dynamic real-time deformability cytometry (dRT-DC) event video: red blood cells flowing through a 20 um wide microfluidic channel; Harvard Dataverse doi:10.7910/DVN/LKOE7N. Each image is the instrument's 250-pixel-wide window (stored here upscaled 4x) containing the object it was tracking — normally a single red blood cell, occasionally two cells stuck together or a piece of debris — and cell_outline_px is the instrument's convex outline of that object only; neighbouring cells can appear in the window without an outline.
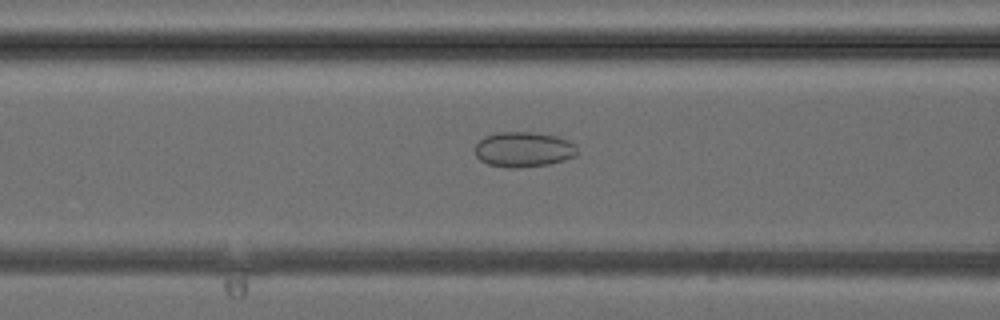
{"species": "common noctule bat (a hibernating species)", "species_latin": "Nyctalus noctula", "temperature_condition": "cold", "stored_images_in_passage": 42, "camera_frame_rate_fps": 3000, "um_per_image_px": 0.085, "animal": {"sex": "female", "body_mass_g": 24.6, "forearm_length_mm": 56.2}, "frame": {"image": 1, "passage_image": 17, "time_ms": 5.333, "image_size_px": [1000, 320], "cell_outline_px": [[576, 156], [564, 160], [548, 164], [520, 168], [508, 168], [488, 164], [480, 160], [476, 156], [476, 144], [484, 136], [496, 132], [536, 132], [556, 136], [568, 140], [576, 144]], "centroid_in_image_um": [44.5, 12.7], "position_along_channel_um": 122.1, "area_um2": 21.1}}
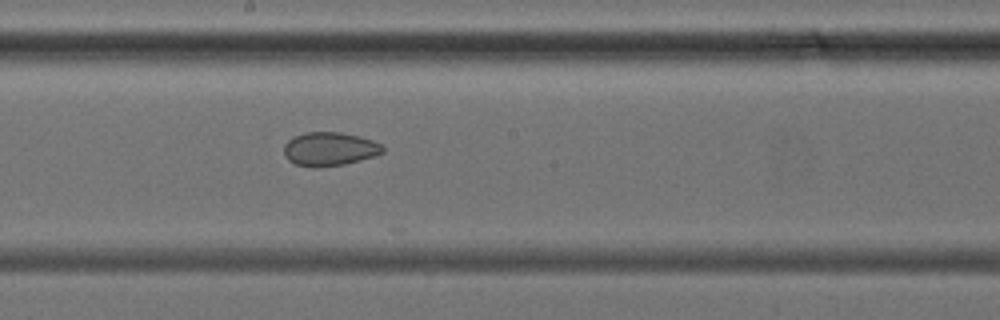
{"frame": {"image": 2, "passage_image": 23, "time_ms": 7.333, "image_size_px": [1000, 320], "cell_outline_px": [[384, 152], [376, 156], [344, 164], [316, 168], [312, 168], [296, 164], [288, 160], [284, 156], [284, 144], [292, 136], [304, 132], [340, 132], [372, 140], [380, 144], [384, 148]], "centroid_in_image_um": [27.97, 12.67], "position_along_channel_um": 220.2, "area_um2": 19.54}}
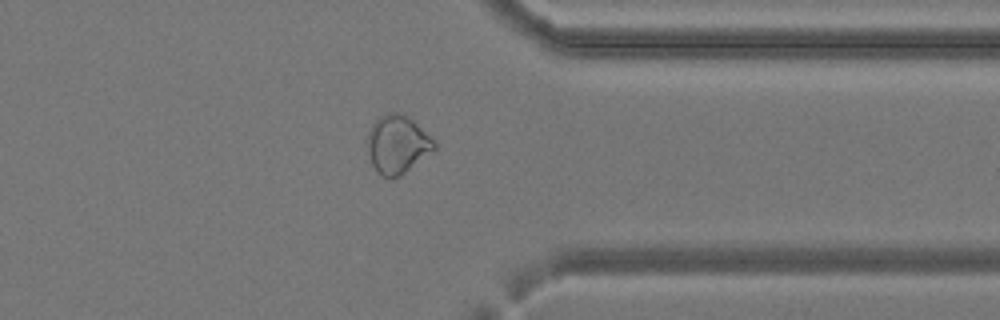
{"frame": {"image": 3, "passage_image": 33, "time_ms": 10.667, "image_size_px": [1000, 320], "cell_outline_px": [[436, 148], [432, 152], [400, 176], [380, 176], [376, 172], [372, 164], [368, 148], [368, 132], [372, 124], [380, 116], [392, 112], [400, 112], [408, 116], [436, 140]], "centroid_in_image_um": [33.8, 12.26], "position_along_channel_um": 377.6, "area_um2": 22.6}}